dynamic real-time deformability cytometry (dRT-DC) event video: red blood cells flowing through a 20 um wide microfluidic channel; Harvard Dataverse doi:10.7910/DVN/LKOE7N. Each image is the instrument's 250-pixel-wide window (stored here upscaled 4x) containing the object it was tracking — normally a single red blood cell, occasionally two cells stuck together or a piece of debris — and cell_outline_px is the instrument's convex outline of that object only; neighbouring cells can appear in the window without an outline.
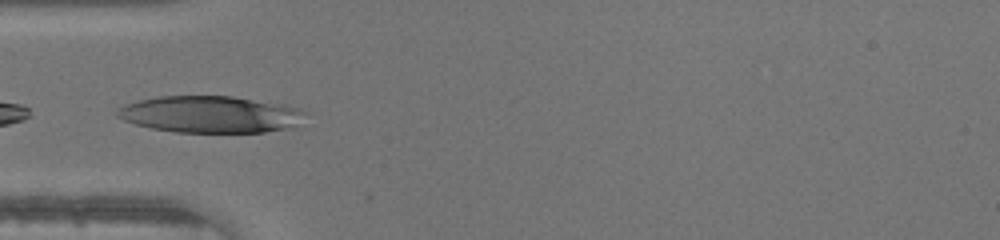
{"species": "human", "species_latin": "Homo sapiens", "temperature_condition": "warm", "stored_images_in_passage": 3, "camera_frame_rate_fps": 3000, "um_per_image_px": 0.085, "donor": {"sex": "male"}, "frame": {"image": 1, "passage_image": 1, "time_ms": 0.0, "image_size_px": [1000, 240], "cell_outline_px": [[308, 112], [300, 128], [264, 132], [176, 132], [152, 128], [136, 124], [124, 120], [116, 116], [116, 108], [124, 104], [156, 96], [232, 96], [284, 104], [300, 108]], "centroid_in_image_um": [17.98, 9.72], "position_along_channel_um": 67.0, "area_um2": 41.04}}